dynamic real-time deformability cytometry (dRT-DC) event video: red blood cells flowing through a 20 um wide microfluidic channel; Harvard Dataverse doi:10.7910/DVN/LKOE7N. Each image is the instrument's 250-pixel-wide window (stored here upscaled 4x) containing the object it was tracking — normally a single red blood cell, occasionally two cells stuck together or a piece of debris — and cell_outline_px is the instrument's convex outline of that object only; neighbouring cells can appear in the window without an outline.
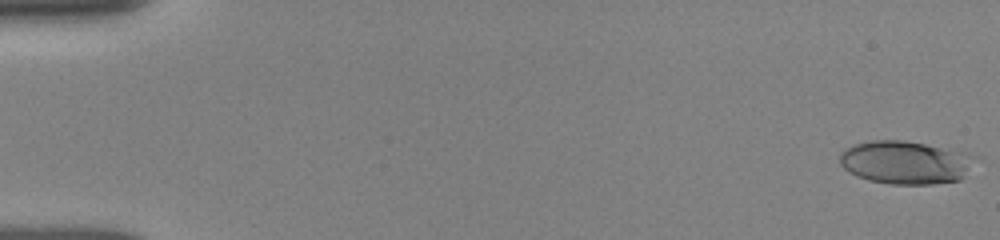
{"species": "human", "species_latin": "Homo sapiens", "temperature_condition": "room temperature", "stored_images_in_passage": 38, "camera_frame_rate_fps": 3000, "um_per_image_px": 0.085, "donor": {"sex": "female"}, "frame": {"image": 1, "passage_image": 1, "time_ms": 0.0, "image_size_px": [1000, 240], "cell_outline_px": [[972, 156], [960, 180], [932, 184], [892, 184], [868, 180], [856, 176], [848, 172], [840, 164], [840, 152], [856, 144], [868, 140], [904, 140], [924, 144], [960, 152]], "centroid_in_image_um": [76.82, 13.81], "position_along_channel_um": 8.2, "area_um2": 33.12}}
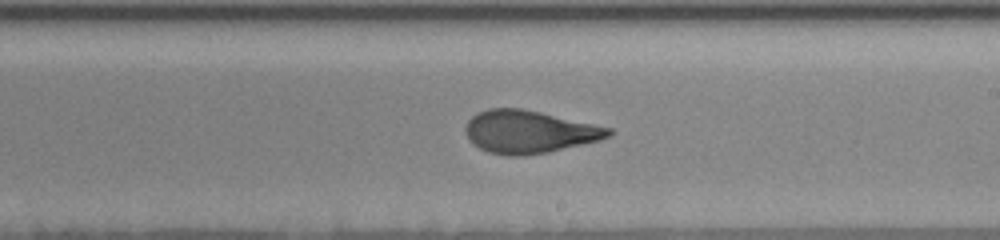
{"frame": {"image": 2, "passage_image": 21, "time_ms": 10.0, "image_size_px": [1000, 240], "cell_outline_px": [[616, 132], [612, 136], [600, 140], [548, 152], [524, 156], [508, 156], [488, 152], [472, 144], [468, 140], [464, 128], [468, 120], [476, 112], [488, 108], [520, 108], [540, 112], [612, 128]], "centroid_in_image_um": [44.96, 11.21], "position_along_channel_um": 244.0, "area_um2": 35.89}}
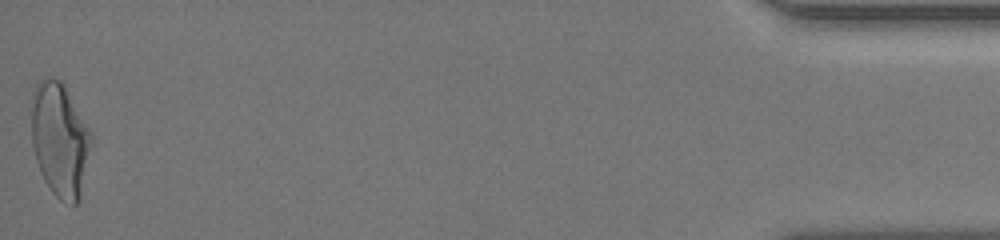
{"frame": {"image": 3, "passage_image": 38, "time_ms": 17.0, "image_size_px": [1000, 240], "cell_outline_px": [[92, 140], [80, 196], [76, 204], [64, 204], [52, 192], [44, 180], [36, 160], [32, 144], [32, 92], [36, 84], [44, 76], [48, 76], [60, 80], [64, 84], [88, 128], [92, 136]], "centroid_in_image_um": [5.07, 11.86], "position_along_channel_um": 430.1, "area_um2": 39.48}, "authors_computed_cell_mechanics": {"area_um2": 35.547, "velocity_mm_per_s": 3.8993, "shape_relaxation_time_tau1_ms": 5.665, "shape_relaxation_time_tau2_ms": 1.2239, "deformation_change_tau1": 0.2122, "deformation_change_tau2": 0.0862}}